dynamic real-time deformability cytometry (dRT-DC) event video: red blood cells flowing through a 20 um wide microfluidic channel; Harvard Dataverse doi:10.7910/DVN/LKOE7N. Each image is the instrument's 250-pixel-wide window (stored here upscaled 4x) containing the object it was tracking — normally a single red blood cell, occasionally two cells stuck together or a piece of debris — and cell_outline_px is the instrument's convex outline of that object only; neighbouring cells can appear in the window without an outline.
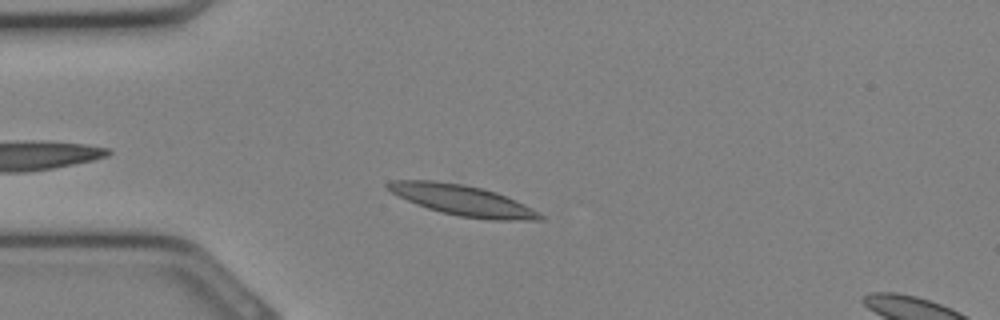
{"species": "Egyptian fruit bat (a non-hibernating species)", "species_latin": "Rousettus aegyptiacus", "temperature_condition": "cold", "stored_images_in_passage": 28, "camera_frame_rate_fps": 3000, "um_per_image_px": 0.085, "animal": {"sex": "female"}, "frame": {"image": 1, "passage_image": 4, "time_ms": 1.0, "image_size_px": [1000, 320], "cell_outline_px": [[544, 220], [496, 220], [460, 216], [440, 212], [416, 204], [392, 192], [384, 184], [392, 180], [432, 180], [464, 184], [496, 192], [524, 204], [532, 208], [544, 216]], "centroid_in_image_um": [39.33, 17.02], "position_along_channel_um": 45.7, "area_um2": 26.76}}
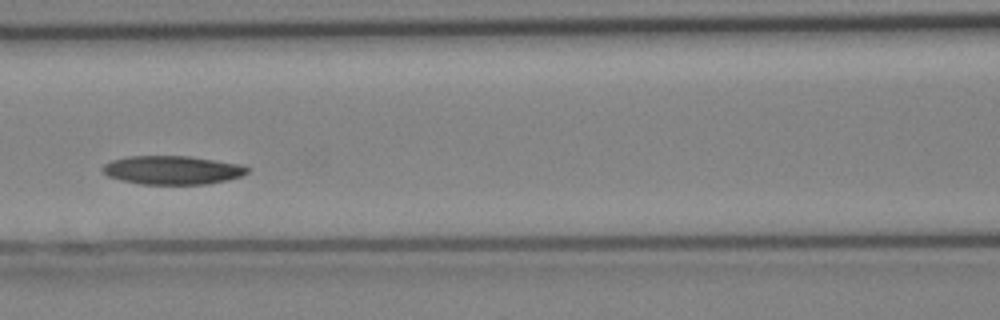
{"frame": {"image": 2, "passage_image": 10, "time_ms": 3.0, "image_size_px": [1000, 320], "cell_outline_px": [[248, 172], [240, 176], [224, 180], [204, 184], [140, 184], [120, 180], [108, 176], [100, 168], [104, 164], [112, 160], [128, 156], [188, 156], [240, 164], [248, 168]], "centroid_in_image_um": [14.59, 14.45], "position_along_channel_um": 152.0, "area_um2": 23.93}}
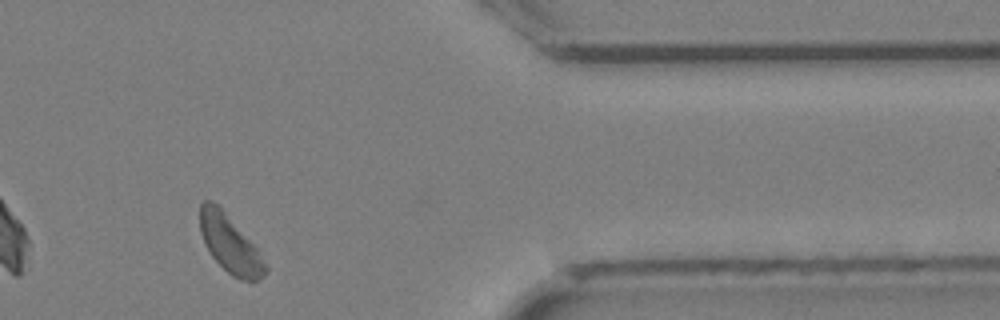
{"frame": {"image": 3, "passage_image": 23, "time_ms": 7.333, "image_size_px": [1000, 320], "cell_outline_px": [[268, 272], [264, 276], [256, 280], [240, 280], [232, 276], [212, 256], [204, 244], [200, 232], [200, 204], [204, 200], [212, 200], [220, 204], [224, 208], [256, 248], [268, 264]], "centroid_in_image_um": [19.55, 20.7], "position_along_channel_um": 391.9, "area_um2": 22.25}}